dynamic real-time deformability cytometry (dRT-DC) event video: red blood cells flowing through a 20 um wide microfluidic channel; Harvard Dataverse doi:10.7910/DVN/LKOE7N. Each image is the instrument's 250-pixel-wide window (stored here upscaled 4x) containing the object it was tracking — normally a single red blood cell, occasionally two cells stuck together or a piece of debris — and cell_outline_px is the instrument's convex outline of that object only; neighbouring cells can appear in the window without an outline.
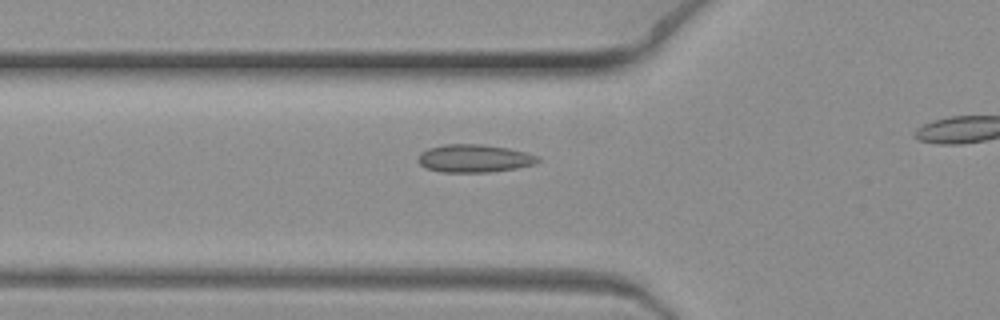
{"species": "common noctule bat (a hibernating species)", "species_latin": "Nyctalus noctula", "temperature_condition": "warm", "stored_images_in_passage": 7, "segment_of_instrument_passage": [1, 2], "camera_frame_rate_fps": 3000, "um_per_image_px": 0.085, "animal": {"sex": "female", "body_mass_g": 19.3, "forearm_length_mm": 54.1}, "frame": {"image": 1, "passage_image": 6, "time_ms": 1.667, "image_size_px": [1000, 320], "cell_outline_px": [[540, 160], [536, 164], [516, 168], [488, 172], [440, 172], [428, 168], [420, 164], [416, 160], [420, 152], [428, 148], [444, 144], [484, 144], [508, 148], [540, 156]], "centroid_in_image_um": [40.31, 13.46], "position_along_channel_um": 85.5, "area_um2": 19.59}}